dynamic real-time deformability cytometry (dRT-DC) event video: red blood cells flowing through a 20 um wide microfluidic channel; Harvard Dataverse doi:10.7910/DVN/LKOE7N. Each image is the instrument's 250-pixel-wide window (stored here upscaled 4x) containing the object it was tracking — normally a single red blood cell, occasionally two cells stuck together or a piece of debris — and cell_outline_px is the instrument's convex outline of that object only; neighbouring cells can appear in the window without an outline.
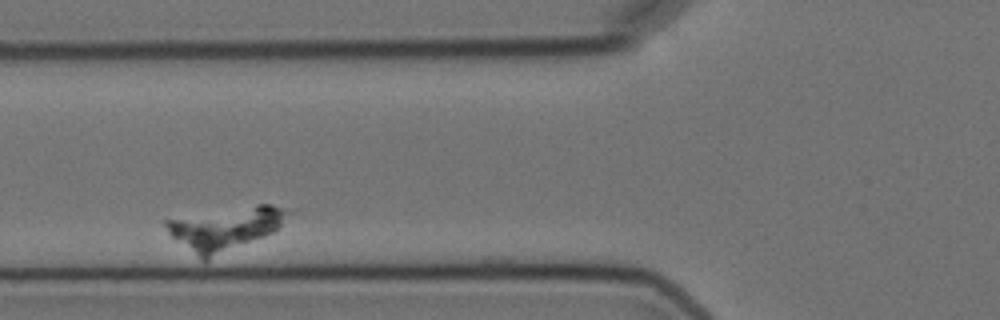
{"species": "Egyptian fruit bat (a non-hibernating species)", "species_latin": "Rousettus aegyptiacus", "temperature_condition": "cold", "stored_images_in_passage": 3, "camera_frame_rate_fps": 3000, "um_per_image_px": 0.085, "animal": {"sex": "female"}, "frame": {"image": 1, "passage_image": 2, "time_ms": 1.333, "image_size_px": [1000, 320], "cell_outline_px": [[288, 212], [280, 224], [272, 232], [264, 236], [204, 260], [172, 236], [168, 232], [164, 224], [164, 220], [260, 204], [272, 204]], "centroid_in_image_um": [19.11, 19.41], "position_along_channel_um": 106.7, "area_um2": 28.73}}